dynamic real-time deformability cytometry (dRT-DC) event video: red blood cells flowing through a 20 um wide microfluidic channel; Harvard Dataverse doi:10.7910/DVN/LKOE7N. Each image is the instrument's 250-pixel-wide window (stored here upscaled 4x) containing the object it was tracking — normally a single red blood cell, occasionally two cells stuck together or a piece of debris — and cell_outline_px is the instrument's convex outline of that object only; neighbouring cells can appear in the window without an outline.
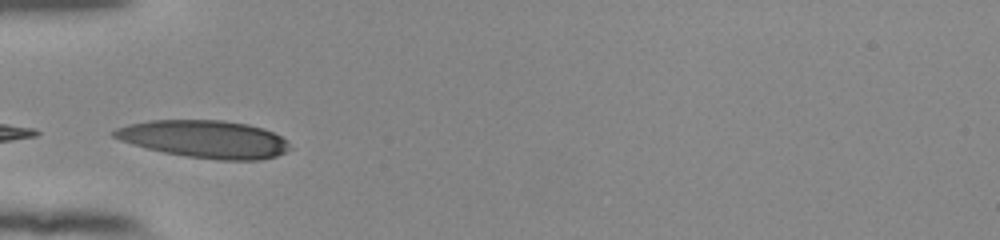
{"species": "human", "species_latin": "Homo sapiens", "temperature_condition": "room temperature", "stored_images_in_passage": 7, "camera_frame_rate_fps": 3000, "um_per_image_px": 0.085, "donor": {"sex": "female"}, "frame": {"image": 1, "passage_image": 1, "time_ms": 0.0, "image_size_px": [1000, 240], "cell_outline_px": [[292, 148], [276, 156], [260, 160], [216, 160], [188, 156], [164, 152], [132, 144], [120, 140], [112, 136], [112, 132], [116, 128], [128, 124], [148, 120], [224, 120], [248, 124], [264, 128], [288, 140]], "centroid_in_image_um": [17.42, 11.82], "position_along_channel_um": 67.6, "area_um2": 38.55}}